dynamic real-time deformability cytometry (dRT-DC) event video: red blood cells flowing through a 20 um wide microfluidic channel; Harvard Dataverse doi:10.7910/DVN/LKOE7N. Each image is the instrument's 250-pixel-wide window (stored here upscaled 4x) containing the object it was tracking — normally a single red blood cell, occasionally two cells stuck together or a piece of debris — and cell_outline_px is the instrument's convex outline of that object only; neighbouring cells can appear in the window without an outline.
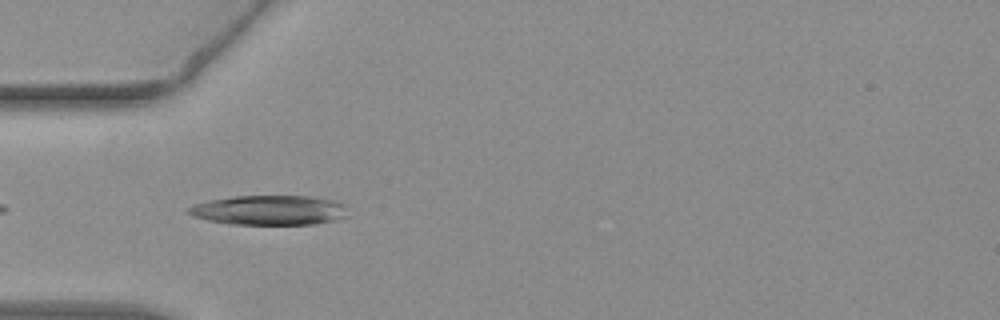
{"species": "common noctule bat (a hibernating species)", "species_latin": "Nyctalus noctula", "temperature_condition": "warm", "stored_images_in_passage": 40, "camera_frame_rate_fps": 3000, "um_per_image_px": 0.085, "animal": {"sex": "female", "body_mass_g": 19.3, "forearm_length_mm": 54.1}, "frame": {"image": 1, "passage_image": 3, "time_ms": 0.667, "image_size_px": [1000, 320], "cell_outline_px": [[348, 216], [316, 224], [232, 224], [208, 220], [196, 216], [188, 212], [188, 208], [196, 204], [208, 200], [232, 196], [308, 196], [332, 200], [348, 204]], "centroid_in_image_um": [22.96, 17.85], "position_along_channel_um": 62.0, "area_um2": 27.51}}
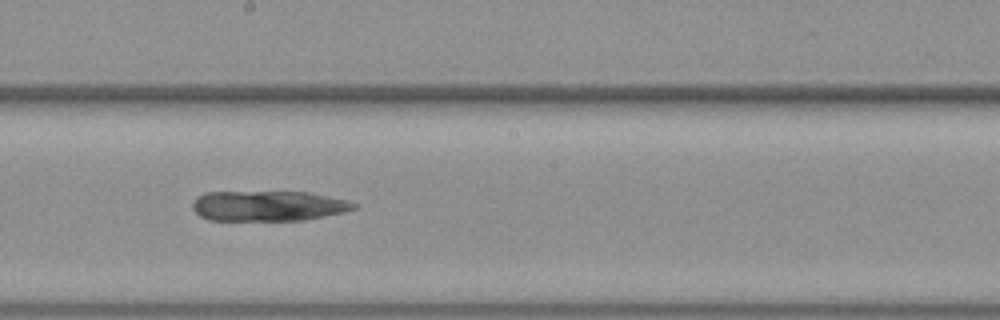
{"frame": {"image": 2, "passage_image": 16, "time_ms": 5.0, "image_size_px": [1000, 320], "cell_outline_px": [[356, 208], [344, 212], [304, 220], [208, 220], [200, 216], [192, 208], [192, 204], [196, 196], [204, 192], [308, 192], [344, 200], [356, 204]], "centroid_in_image_um": [22.73, 17.5], "position_along_channel_um": 225.5, "area_um2": 28.32}}
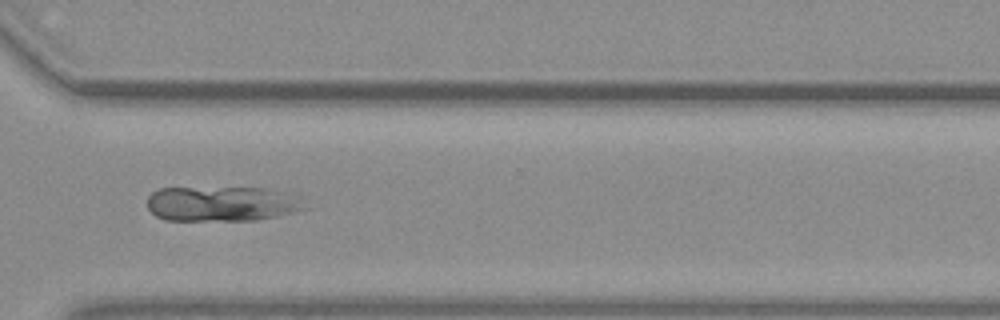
{"frame": {"image": 3, "passage_image": 26, "time_ms": 8.333, "image_size_px": [1000, 320], "cell_outline_px": [[312, 208], [276, 216], [256, 220], [164, 220], [156, 216], [148, 208], [148, 196], [152, 192], [160, 188], [264, 188], [288, 192], [300, 196]], "centroid_in_image_um": [18.96, 17.32], "position_along_channel_um": 351.6, "area_um2": 32.6}}